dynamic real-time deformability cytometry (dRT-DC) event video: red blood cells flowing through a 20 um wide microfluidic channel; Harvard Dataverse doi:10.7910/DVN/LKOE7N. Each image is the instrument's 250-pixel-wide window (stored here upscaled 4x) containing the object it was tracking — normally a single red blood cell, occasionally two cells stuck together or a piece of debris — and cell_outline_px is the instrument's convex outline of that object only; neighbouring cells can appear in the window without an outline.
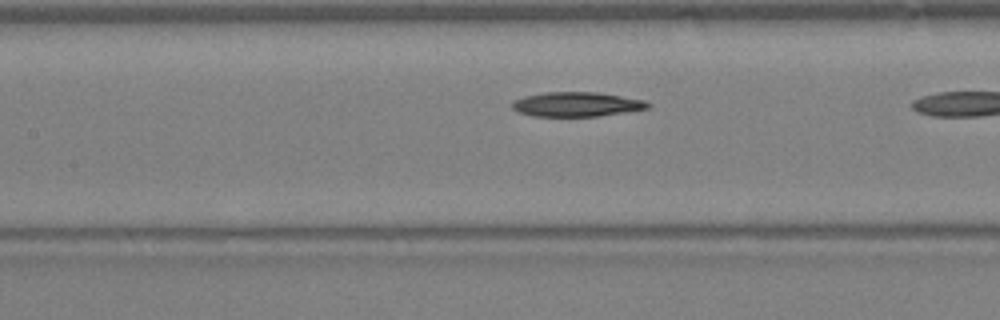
{"species": "Egyptian fruit bat (a non-hibernating species)", "species_latin": "Rousettus aegyptiacus", "temperature_condition": "warm", "stored_images_in_passage": 11, "camera_frame_rate_fps": 3000, "um_per_image_px": 0.085, "animal": {"sex": "female"}, "frame": {"image": 1, "passage_image": 10, "time_ms": 3.0, "image_size_px": [1000, 320], "cell_outline_px": [[652, 104], [648, 108], [596, 116], [532, 116], [520, 112], [512, 108], [512, 100], [524, 96], [544, 92], [596, 92], [644, 100]], "centroid_in_image_um": [48.97, 8.86], "position_along_channel_um": 158.4, "area_um2": 19.19}}